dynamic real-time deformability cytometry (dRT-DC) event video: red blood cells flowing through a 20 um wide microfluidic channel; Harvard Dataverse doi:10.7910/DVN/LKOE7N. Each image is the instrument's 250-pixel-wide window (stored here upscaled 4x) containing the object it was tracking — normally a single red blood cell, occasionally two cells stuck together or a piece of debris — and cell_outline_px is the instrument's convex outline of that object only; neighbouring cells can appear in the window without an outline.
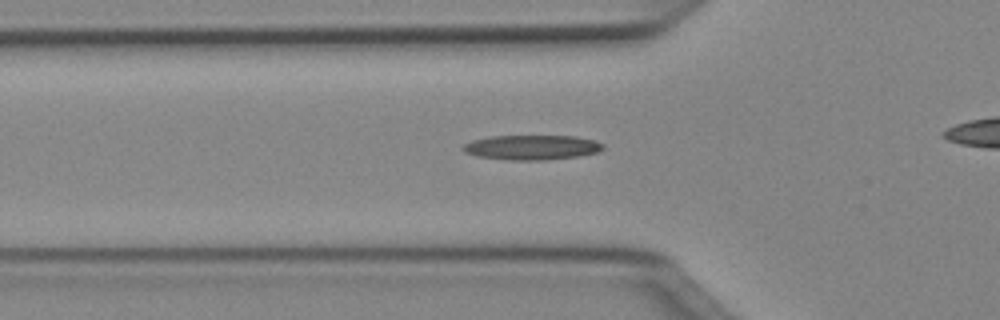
{"species": "Egyptian fruit bat (a non-hibernating species)", "species_latin": "Rousettus aegyptiacus", "temperature_condition": "cold", "stored_images_in_passage": 40, "camera_frame_rate_fps": 3000, "um_per_image_px": 0.085, "animal": {"sex": "female"}, "frame": {"image": 1, "passage_image": 16, "time_ms": 5.0, "image_size_px": [1000, 320], "cell_outline_px": [[604, 148], [596, 152], [580, 156], [544, 160], [508, 160], [476, 156], [464, 152], [460, 148], [464, 144], [472, 140], [488, 136], [576, 136], [596, 140], [604, 144]], "centroid_in_image_um": [45.18, 12.52], "position_along_channel_um": 80.6, "area_um2": 20.4}}
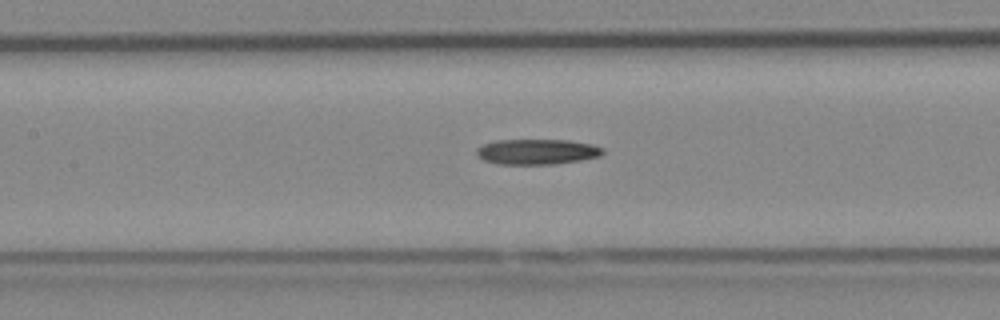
{"frame": {"image": 2, "passage_image": 22, "time_ms": 7.0, "image_size_px": [1000, 320], "cell_outline_px": [[604, 152], [600, 156], [580, 160], [556, 164], [496, 164], [484, 160], [476, 152], [476, 148], [484, 144], [496, 140], [568, 140], [592, 144], [604, 148]], "centroid_in_image_um": [45.66, 12.89], "position_along_channel_um": 161.7, "area_um2": 18.67}}
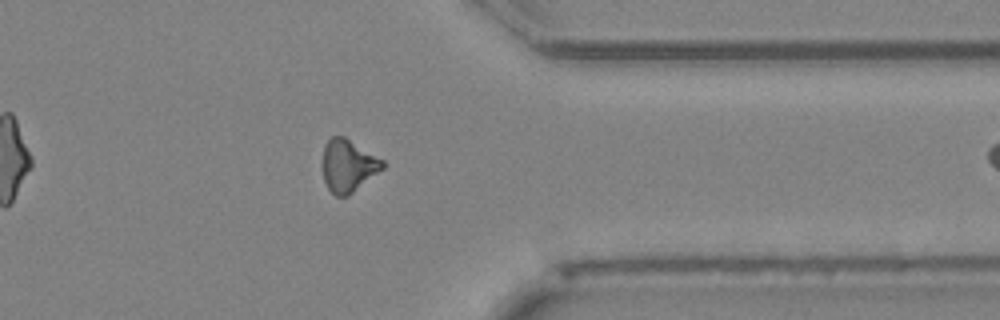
{"frame": {"image": 3, "passage_image": 39, "time_ms": 12.667, "image_size_px": [1000, 320], "cell_outline_px": [[384, 168], [348, 196], [336, 196], [328, 188], [324, 180], [320, 164], [324, 144], [332, 136], [344, 136], [384, 160]], "centroid_in_image_um": [29.55, 14.07], "position_along_channel_um": 381.8, "area_um2": 18.61}}